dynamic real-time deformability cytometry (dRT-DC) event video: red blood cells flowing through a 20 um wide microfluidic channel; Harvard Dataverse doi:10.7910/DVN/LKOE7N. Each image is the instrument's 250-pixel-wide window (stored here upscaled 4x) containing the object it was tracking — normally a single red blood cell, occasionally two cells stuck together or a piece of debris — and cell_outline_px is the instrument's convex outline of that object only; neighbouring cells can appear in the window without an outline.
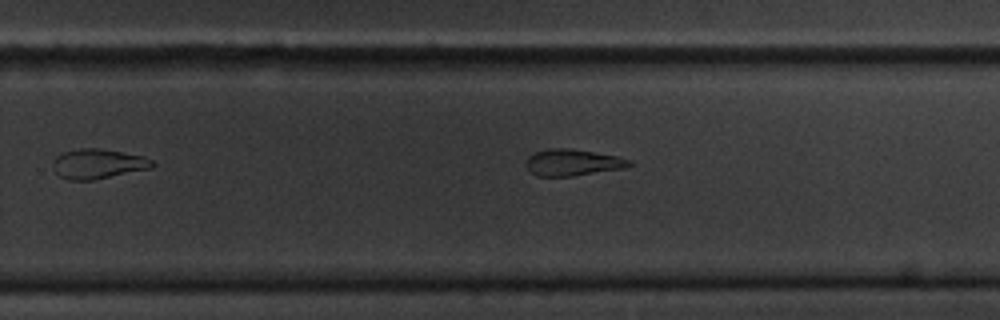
{"species": "common noctule bat (a hibernating species)", "species_latin": "Nyctalus noctula", "temperature_condition": "cold", "stored_images_in_passage": 8, "camera_frame_rate_fps": 3000, "um_per_image_px": 0.085, "animal": {"sex": "male", "body_mass_g": 20.1, "forearm_length_mm": 53.5}, "frame": {"image": 1, "passage_image": 7, "time_ms": 8.0, "image_size_px": [1000, 320], "cell_outline_px": [[632, 164], [624, 168], [572, 176], [536, 176], [524, 164], [524, 160], [528, 156], [536, 152], [548, 148], [572, 148], [616, 156], [632, 160]], "centroid_in_image_um": [48.64, 13.8], "position_along_channel_um": 281.2, "area_um2": 16.01}}